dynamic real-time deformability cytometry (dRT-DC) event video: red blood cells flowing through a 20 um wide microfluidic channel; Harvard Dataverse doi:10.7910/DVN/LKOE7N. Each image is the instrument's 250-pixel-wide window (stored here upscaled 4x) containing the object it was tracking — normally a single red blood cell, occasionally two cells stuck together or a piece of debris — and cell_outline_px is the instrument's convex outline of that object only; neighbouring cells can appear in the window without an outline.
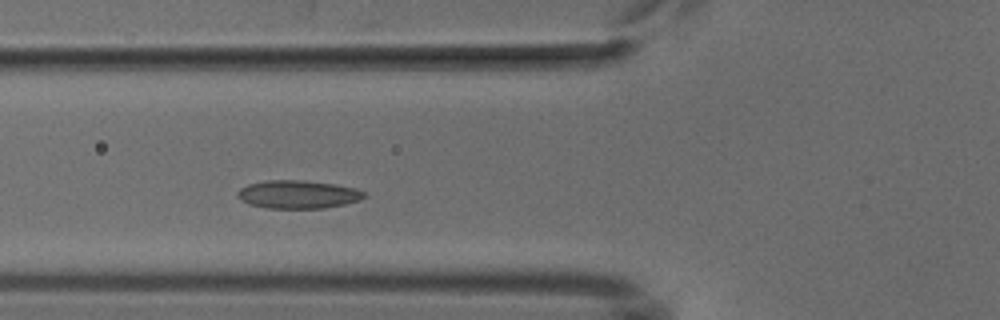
{"species": "common noctule bat (a hibernating species)", "species_latin": "Nyctalus noctula", "temperature_condition": "cold", "stored_images_in_passage": 7, "camera_frame_rate_fps": 3000, "um_per_image_px": 0.085, "animal": {"sex": "male", "body_mass_g": 18.8}, "frame": {"image": 1, "passage_image": 3, "time_ms": 2.0, "image_size_px": [1000, 320], "cell_outline_px": [[364, 196], [360, 200], [344, 204], [324, 208], [268, 208], [248, 204], [240, 200], [236, 196], [236, 192], [240, 188], [248, 184], [264, 180], [304, 180], [336, 184], [356, 188], [364, 192]], "centroid_in_image_um": [25.28, 16.51], "position_along_channel_um": 100.5, "area_um2": 20.92}}
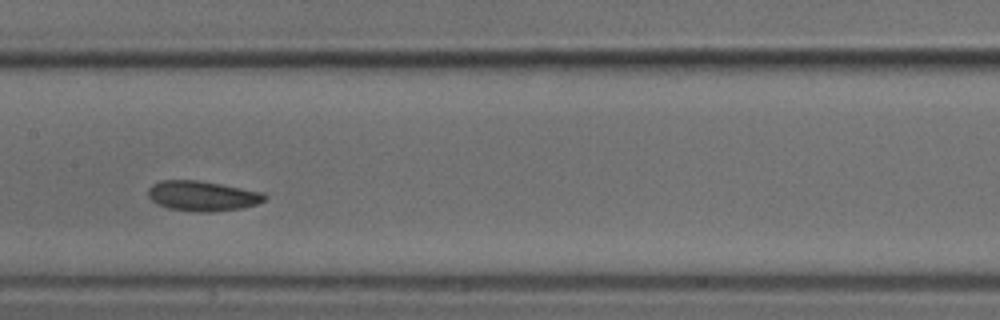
{"frame": {"image": 2, "passage_image": 5, "time_ms": 4.333, "image_size_px": [1000, 320], "cell_outline_px": [[268, 196], [264, 200], [256, 204], [240, 208], [212, 212], [196, 212], [168, 208], [156, 204], [148, 196], [148, 188], [152, 184], [160, 180], [200, 180], [264, 192]], "centroid_in_image_um": [17.19, 16.65], "position_along_channel_um": 190.2, "area_um2": 20.58}}
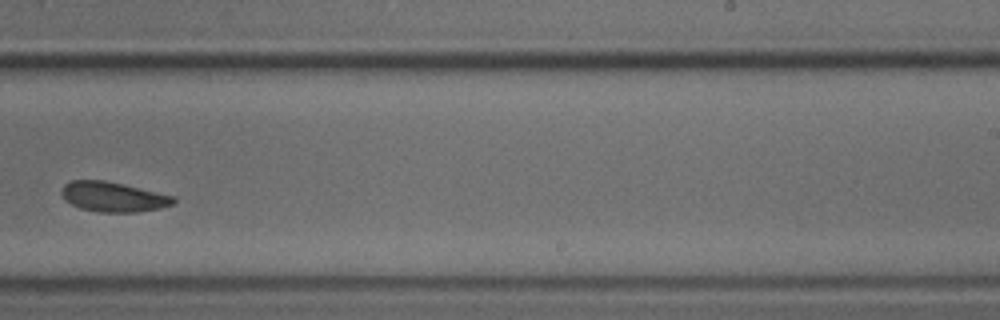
{"frame": {"image": 3, "passage_image": 7, "time_ms": 6.667, "image_size_px": [1000, 320], "cell_outline_px": [[176, 200], [172, 204], [160, 208], [136, 212], [96, 212], [80, 208], [64, 200], [60, 192], [60, 188], [64, 184], [72, 180], [104, 180], [176, 196]], "centroid_in_image_um": [9.59, 16.73], "position_along_channel_um": 279.4, "area_um2": 19.59}}